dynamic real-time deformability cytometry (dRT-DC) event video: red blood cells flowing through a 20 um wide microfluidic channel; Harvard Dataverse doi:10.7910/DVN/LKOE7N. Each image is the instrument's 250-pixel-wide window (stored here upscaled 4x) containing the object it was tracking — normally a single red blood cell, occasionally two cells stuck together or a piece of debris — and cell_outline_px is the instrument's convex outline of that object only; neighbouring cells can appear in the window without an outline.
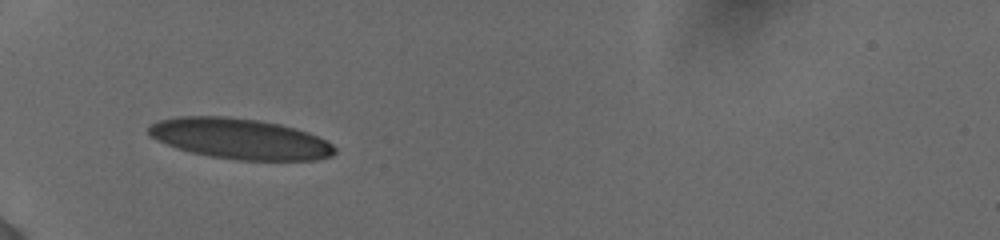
{"species": "human", "species_latin": "Homo sapiens", "temperature_condition": "cold", "stored_images_in_passage": 35, "camera_frame_rate_fps": 3000, "um_per_image_px": 0.085, "donor": {"sex": "female"}, "frame": {"image": 1, "passage_image": 1, "time_ms": 0.0, "image_size_px": [1000, 240], "cell_outline_px": [[336, 152], [332, 156], [316, 160], [236, 160], [208, 156], [192, 152], [156, 140], [148, 132], [148, 124], [160, 120], [180, 116], [228, 116], [256, 120], [280, 124], [296, 128], [308, 132], [332, 144], [336, 148]], "centroid_in_image_um": [20.41, 11.79], "position_along_channel_um": 64.6, "area_um2": 43.93}}
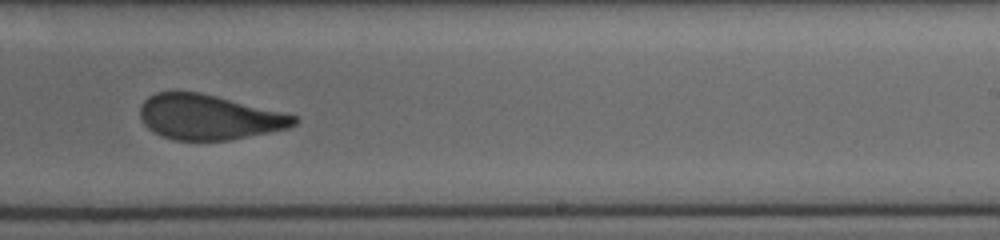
{"frame": {"image": 2, "passage_image": 18, "time_ms": 5.667, "image_size_px": [1000, 240], "cell_outline_px": [[300, 120], [296, 124], [288, 128], [228, 140], [172, 140], [148, 128], [144, 124], [140, 116], [140, 104], [148, 96], [156, 92], [200, 92], [296, 116]], "centroid_in_image_um": [17.71, 9.95], "position_along_channel_um": 271.3, "area_um2": 39.88}}
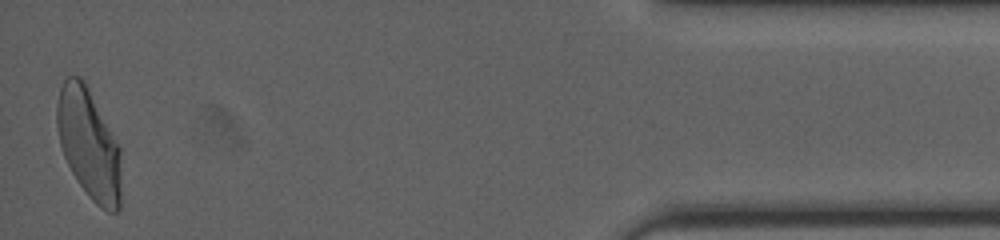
{"frame": {"image": 3, "passage_image": 35, "time_ms": 11.333, "image_size_px": [1000, 240], "cell_outline_px": [[120, 208], [116, 212], [108, 212], [100, 208], [88, 196], [72, 172], [64, 156], [60, 144], [56, 124], [56, 104], [60, 88], [64, 80], [68, 76], [80, 76], [84, 80], [120, 148]], "centroid_in_image_um": [7.53, 12.24], "position_along_channel_um": 427.7, "area_um2": 40.98}, "authors_computed_cell_mechanics": {"area_um2": 41.8472, "velocity_mm_per_s": 3.8771, "shape_relaxation_time_tau1_ms": 8.1308, "shape_relaxation_time_tau2_ms": 0.9893, "deformation_change_tau1": 0.2126, "deformation_change_tau2": 0.0827}}